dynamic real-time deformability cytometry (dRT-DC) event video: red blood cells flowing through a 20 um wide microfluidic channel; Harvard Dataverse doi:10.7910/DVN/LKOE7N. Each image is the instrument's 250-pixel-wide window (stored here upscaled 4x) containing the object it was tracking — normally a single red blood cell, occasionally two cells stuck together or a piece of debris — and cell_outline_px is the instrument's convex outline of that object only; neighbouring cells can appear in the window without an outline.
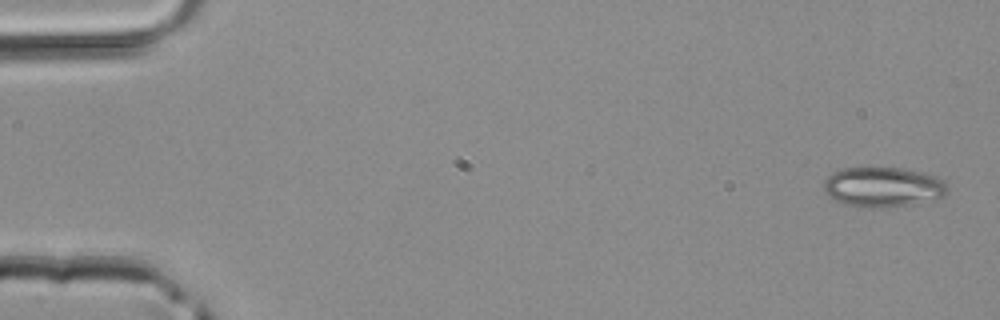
{"species": "common noctule bat (a hibernating species)", "species_latin": "Nyctalus noctula", "temperature_condition": "room temperature", "stored_images_in_passage": 5, "camera_frame_rate_fps": 3000, "um_per_image_px": 0.085, "animal": {"sex": "male", "body_mass_g": 20.4}, "frame": {"image": 1, "passage_image": 1, "time_ms": 0.0, "image_size_px": [1000, 320], "cell_outline_px": [[948, 192], [944, 196], [936, 200], [912, 204], [872, 208], [844, 204], [828, 196], [824, 192], [824, 180], [832, 172], [844, 168], [900, 168], [924, 172], [936, 176], [944, 180], [948, 188]], "centroid_in_image_um": [75.09, 15.89], "position_along_channel_um": 9.9, "area_um2": 28.96}}